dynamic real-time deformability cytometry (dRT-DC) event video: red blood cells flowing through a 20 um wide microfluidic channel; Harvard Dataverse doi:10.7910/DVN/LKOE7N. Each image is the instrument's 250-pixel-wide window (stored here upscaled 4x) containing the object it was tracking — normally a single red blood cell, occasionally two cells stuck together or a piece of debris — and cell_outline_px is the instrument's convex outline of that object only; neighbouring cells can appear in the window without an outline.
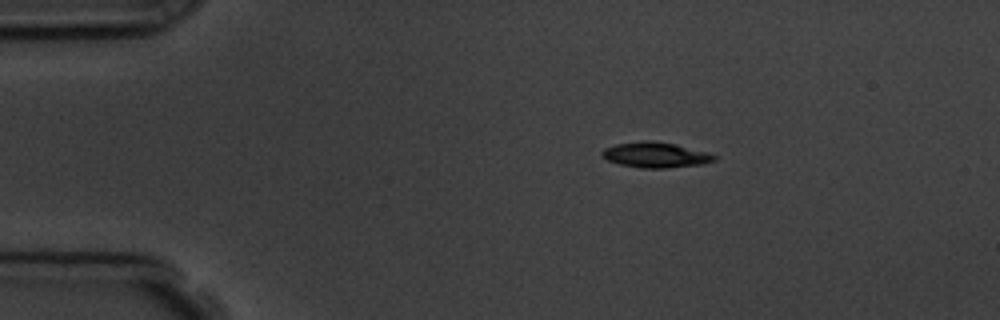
{"species": "common noctule bat (a hibernating species)", "species_latin": "Nyctalus noctula", "temperature_condition": "room temperature", "stored_images_in_passage": 2, "camera_frame_rate_fps": 3000, "um_per_image_px": 0.085, "animal": {"sex": "male", "body_mass_g": 19.5, "forearm_length_mm": 54.6}, "frame": {"image": 1, "passage_image": 1, "time_ms": 0.0, "image_size_px": [1000, 320], "cell_outline_px": [[716, 160], [704, 164], [664, 168], [644, 168], [620, 164], [608, 160], [600, 156], [600, 152], [604, 148], [616, 144], [644, 140], [652, 140], [676, 144], [708, 152], [716, 156]], "centroid_in_image_um": [55.72, 13.16], "position_along_channel_um": 29.3, "area_um2": 16.7}}